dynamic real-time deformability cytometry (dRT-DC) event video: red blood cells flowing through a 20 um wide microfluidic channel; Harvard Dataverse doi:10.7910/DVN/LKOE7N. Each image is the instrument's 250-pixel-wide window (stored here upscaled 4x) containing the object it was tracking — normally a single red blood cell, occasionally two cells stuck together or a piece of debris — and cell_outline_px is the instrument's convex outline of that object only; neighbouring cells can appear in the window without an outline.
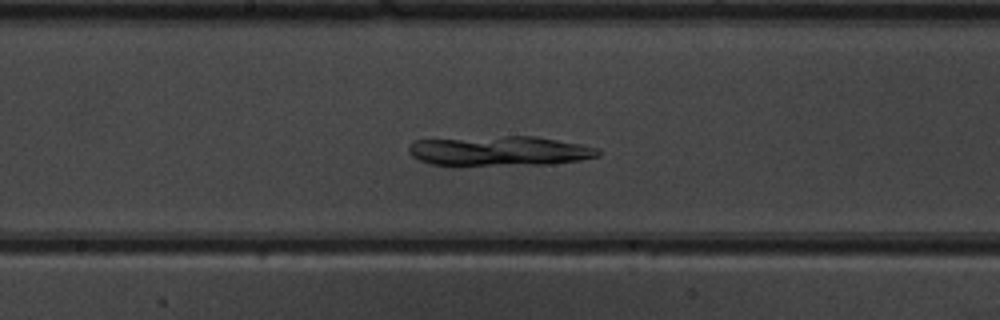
{"species": "common noctule bat (a hibernating species)", "species_latin": "Nyctalus noctula", "temperature_condition": "warm", "stored_images_in_passage": 50, "camera_frame_rate_fps": 3000, "um_per_image_px": 0.085, "animal": {"sex": "male", "body_mass_g": 19.5, "forearm_length_mm": 54.6}, "frame": {"image": 1, "passage_image": 26, "time_ms": 8.333, "image_size_px": [1000, 320], "cell_outline_px": [[600, 156], [580, 160], [552, 164], [432, 164], [420, 160], [412, 156], [408, 152], [408, 148], [412, 140], [504, 136], [536, 136], [580, 144], [600, 148]], "centroid_in_image_um": [42.5, 12.81], "position_along_channel_um": 205.7, "area_um2": 32.48}}
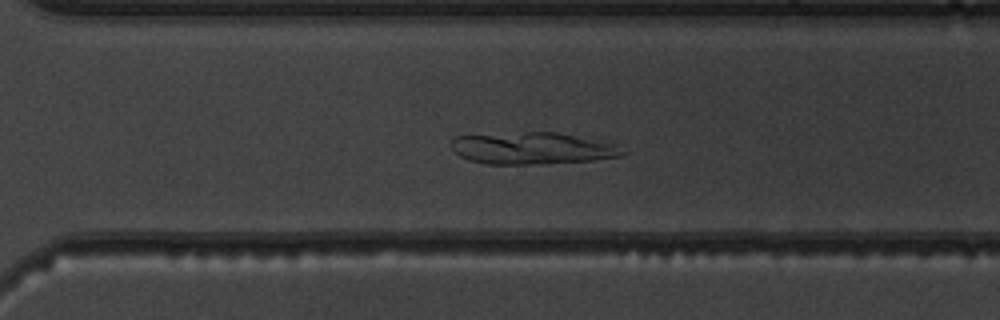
{"frame": {"image": 2, "passage_image": 35, "time_ms": 11.333, "image_size_px": [1000, 320], "cell_outline_px": [[628, 152], [620, 156], [596, 160], [540, 164], [484, 164], [468, 160], [460, 156], [452, 148], [452, 140], [456, 136], [524, 132], [556, 132], [616, 144]], "centroid_in_image_um": [45.27, 12.61], "position_along_channel_um": 325.3, "area_um2": 31.85}}
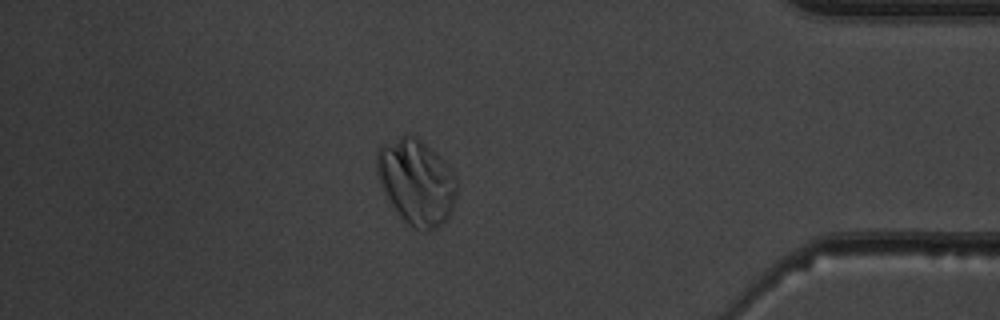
{"frame": {"image": 3, "passage_image": 43, "time_ms": 14.0, "image_size_px": [1000, 320], "cell_outline_px": [[456, 196], [452, 208], [448, 216], [436, 228], [428, 232], [416, 228], [408, 224], [396, 212], [388, 200], [380, 184], [376, 172], [376, 152], [380, 144], [400, 136], [416, 136], [448, 164], [456, 176]], "centroid_in_image_um": [35.36, 15.45], "position_along_channel_um": 399.8, "area_um2": 39.82}}